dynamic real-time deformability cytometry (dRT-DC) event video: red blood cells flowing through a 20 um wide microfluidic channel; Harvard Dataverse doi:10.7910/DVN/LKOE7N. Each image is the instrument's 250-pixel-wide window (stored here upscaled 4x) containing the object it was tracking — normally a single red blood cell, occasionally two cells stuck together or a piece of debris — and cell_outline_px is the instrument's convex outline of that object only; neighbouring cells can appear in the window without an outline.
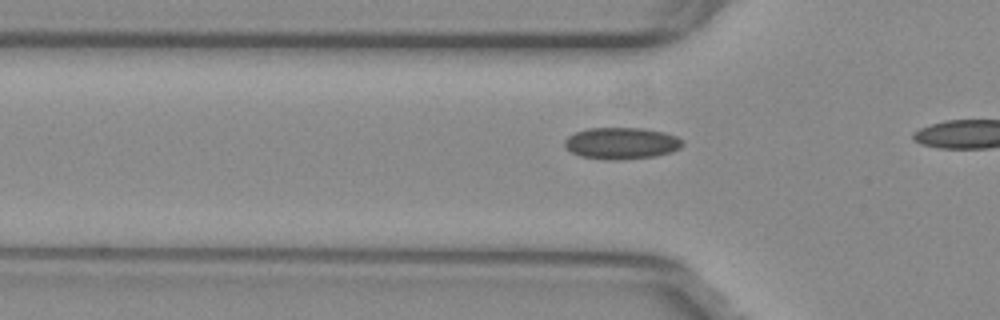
{"species": "common noctule bat (a hibernating species)", "species_latin": "Nyctalus noctula", "temperature_condition": "warm", "stored_images_in_passage": 15, "camera_frame_rate_fps": 3000, "um_per_image_px": 0.085, "animal": {"sex": "female", "body_mass_g": 29.2, "forearm_length_mm": 56.3}, "frame": {"image": 1, "passage_image": 13, "time_ms": 4.0, "image_size_px": [1000, 320], "cell_outline_px": [[684, 144], [680, 148], [672, 152], [656, 156], [616, 160], [612, 160], [580, 156], [572, 152], [564, 144], [564, 140], [568, 136], [576, 132], [588, 128], [644, 128], [664, 132], [676, 136], [684, 140]], "centroid_in_image_um": [52.86, 12.17], "position_along_channel_um": 72.9, "area_um2": 21.79}}